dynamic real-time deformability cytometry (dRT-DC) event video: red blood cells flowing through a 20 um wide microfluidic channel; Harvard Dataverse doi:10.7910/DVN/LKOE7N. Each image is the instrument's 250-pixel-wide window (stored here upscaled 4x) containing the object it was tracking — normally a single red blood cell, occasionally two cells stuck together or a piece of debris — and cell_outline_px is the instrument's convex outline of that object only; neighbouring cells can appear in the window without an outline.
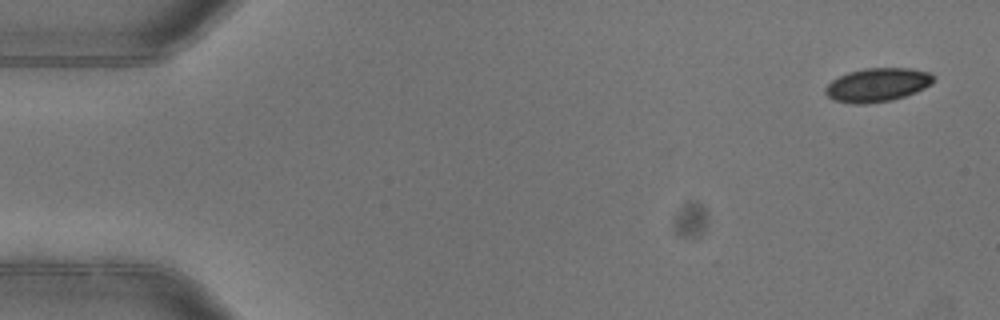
{"species": "common noctule bat (a hibernating species)", "species_latin": "Nyctalus noctula", "temperature_condition": "warm", "stored_images_in_passage": 4, "camera_frame_rate_fps": 3000, "um_per_image_px": 0.085, "animal": {"sex": "female"}, "frame": {"image": 1, "passage_image": 1, "time_ms": 0.0, "image_size_px": [1000, 320], "cell_outline_px": [[932, 84], [916, 92], [892, 100], [864, 104], [852, 104], [836, 100], [828, 96], [824, 92], [824, 88], [832, 80], [848, 72], [864, 68], [908, 68], [928, 72], [932, 76]], "centroid_in_image_um": [74.55, 7.21], "position_along_channel_um": 10.5, "area_um2": 21.04}}